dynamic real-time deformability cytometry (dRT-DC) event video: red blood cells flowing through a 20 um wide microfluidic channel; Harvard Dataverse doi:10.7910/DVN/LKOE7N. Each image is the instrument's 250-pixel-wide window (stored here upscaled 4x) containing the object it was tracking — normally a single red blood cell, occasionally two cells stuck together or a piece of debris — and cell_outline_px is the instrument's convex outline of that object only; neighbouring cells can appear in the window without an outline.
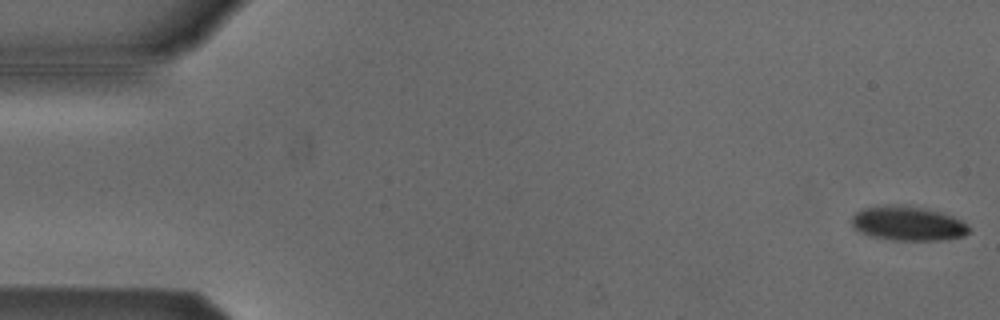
{"species": "Egyptian fruit bat (a non-hibernating species)", "species_latin": "Rousettus aegyptiacus", "temperature_condition": "cold", "stored_images_in_passage": 48, "camera_frame_rate_fps": 3000, "um_per_image_px": 0.085, "animal": {"sex": "male"}, "frame": {"image": 1, "passage_image": 1, "time_ms": 0.0, "image_size_px": [1000, 320], "cell_outline_px": [[972, 228], [964, 236], [940, 240], [896, 240], [872, 236], [856, 228], [852, 224], [852, 216], [856, 212], [864, 208], [920, 208], [940, 212], [952, 216], [968, 224]], "centroid_in_image_um": [77.26, 19.05], "position_along_channel_um": 7.7, "area_um2": 22.25}}
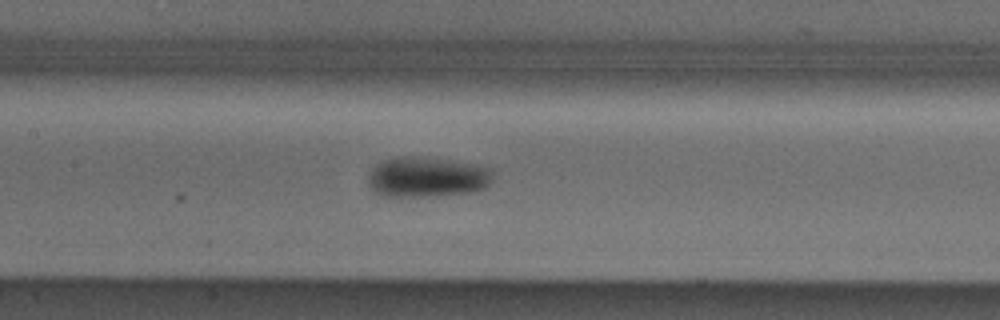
{"frame": {"image": 2, "passage_image": 25, "time_ms": 8.0, "image_size_px": [1000, 320], "cell_outline_px": [[492, 180], [484, 188], [476, 192], [436, 196], [384, 196], [376, 192], [368, 184], [368, 176], [372, 168], [376, 164], [384, 160], [396, 156], [424, 156], [456, 160], [492, 168]], "centroid_in_image_um": [36.32, 15.03], "position_along_channel_um": 171.1, "area_um2": 29.82}}
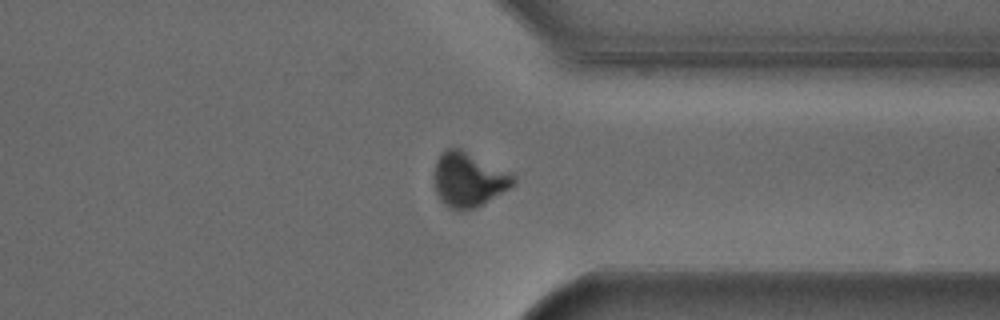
{"frame": {"image": 3, "passage_image": 41, "time_ms": 13.333, "image_size_px": [1000, 320], "cell_outline_px": [[516, 184], [476, 208], [460, 212], [456, 212], [448, 208], [440, 200], [436, 192], [436, 160], [448, 148], [460, 148], [512, 172], [516, 176]], "centroid_in_image_um": [39.88, 15.3], "position_along_channel_um": 371.5, "area_um2": 25.32}, "authors_computed_cell_mechanics": {"area_um2": 25.6054, "velocity_mm_per_s": 3.8071, "shape_relaxation_time_tau1_ms": 4.8369, "shape_relaxation_time_tau2_ms": null, "deformation_change_tau1": 0.1042, "deformation_change_tau2": null}}